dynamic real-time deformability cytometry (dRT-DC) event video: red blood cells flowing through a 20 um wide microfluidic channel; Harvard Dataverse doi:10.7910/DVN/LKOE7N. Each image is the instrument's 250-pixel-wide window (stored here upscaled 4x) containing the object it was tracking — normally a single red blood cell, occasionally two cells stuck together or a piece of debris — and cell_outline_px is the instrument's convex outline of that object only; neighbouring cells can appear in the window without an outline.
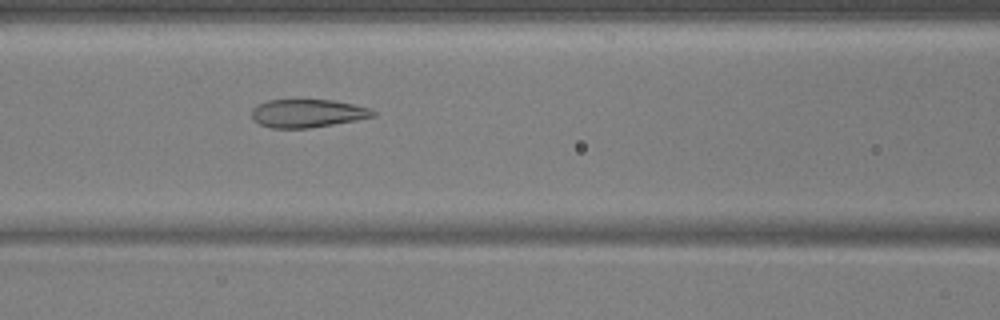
{"species": "common noctule bat (a hibernating species)", "species_latin": "Nyctalus noctula", "temperature_condition": "warm", "stored_images_in_passage": 37, "camera_frame_rate_fps": 3000, "um_per_image_px": 0.085, "animal": {"sex": "male", "body_mass_g": 17.9, "forearm_length_mm": 54.2}, "frame": {"image": 1, "passage_image": 6, "time_ms": 1.667, "image_size_px": [1000, 320], "cell_outline_px": [[376, 116], [356, 120], [308, 128], [272, 128], [260, 124], [252, 120], [252, 108], [256, 104], [268, 100], [332, 100], [352, 104], [368, 108], [376, 112]], "centroid_in_image_um": [26.1, 9.63], "position_along_channel_um": 140.5, "area_um2": 19.83}}
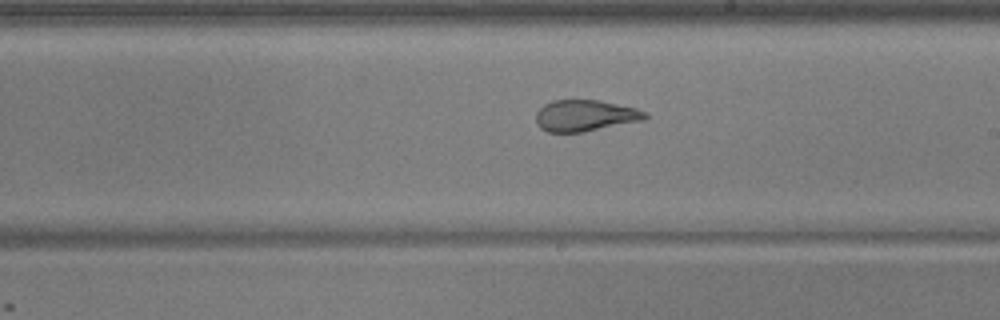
{"frame": {"image": 2, "passage_image": 14, "time_ms": 4.333, "image_size_px": [1000, 320], "cell_outline_px": [[648, 116], [644, 120], [584, 132], [548, 132], [540, 128], [536, 124], [536, 112], [544, 104], [552, 100], [600, 100], [636, 108], [648, 112]], "centroid_in_image_um": [49.74, 9.82], "position_along_channel_um": 239.3, "area_um2": 20.11}}
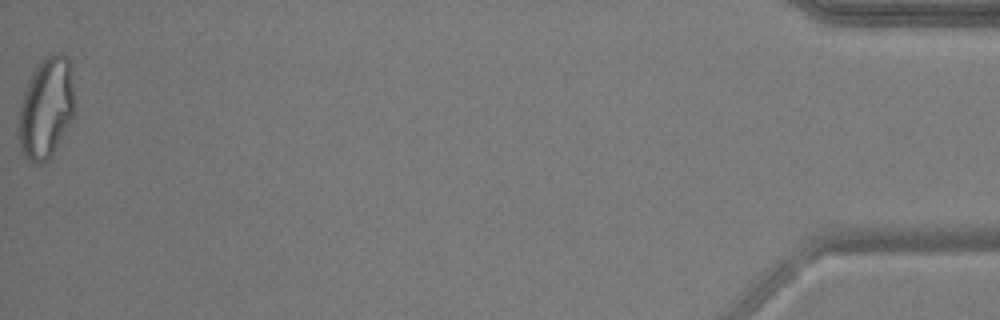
{"frame": {"image": 3, "passage_image": 37, "time_ms": 12.0, "image_size_px": [1000, 320], "cell_outline_px": [[76, 112], [52, 152], [40, 164], [36, 164], [28, 160], [24, 156], [20, 148], [16, 136], [16, 132], [20, 104], [28, 80], [44, 56], [52, 52], [64, 52], [68, 60], [72, 84]], "centroid_in_image_um": [3.89, 9.16], "position_along_channel_um": 431.3, "area_um2": 33.0}}